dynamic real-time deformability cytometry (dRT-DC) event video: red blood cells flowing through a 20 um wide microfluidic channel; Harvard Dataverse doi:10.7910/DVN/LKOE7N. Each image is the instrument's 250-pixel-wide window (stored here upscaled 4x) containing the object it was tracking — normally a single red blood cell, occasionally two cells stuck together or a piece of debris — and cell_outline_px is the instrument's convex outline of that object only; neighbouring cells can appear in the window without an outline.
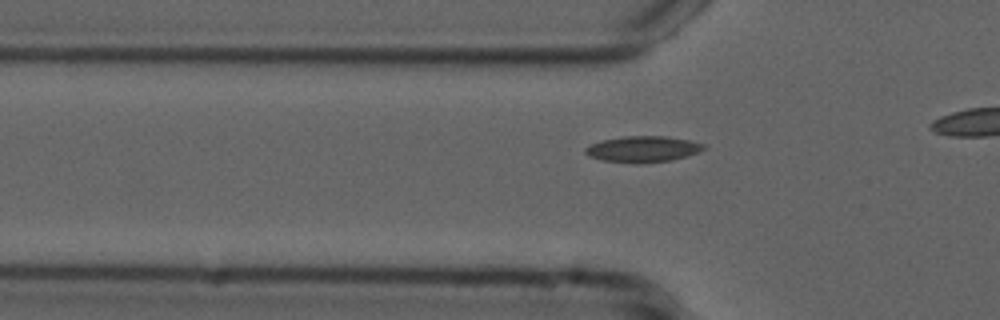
{"species": "common noctule bat (a hibernating species)", "species_latin": "Nyctalus noctula", "temperature_condition": "cold", "stored_images_in_passage": 15, "camera_frame_rate_fps": 3000, "um_per_image_px": 0.085, "animal": {"sex": "male", "forearm_length_mm": 52.5}, "frame": {"image": 1, "passage_image": 9, "time_ms": 2.667, "image_size_px": [1000, 320], "cell_outline_px": [[708, 148], [672, 160], [640, 164], [636, 164], [604, 160], [588, 156], [584, 152], [584, 148], [592, 144], [604, 140], [624, 136], [664, 136], [688, 140], [704, 144]], "centroid_in_image_um": [54.63, 12.68], "position_along_channel_um": 71.2, "area_um2": 17.86}}
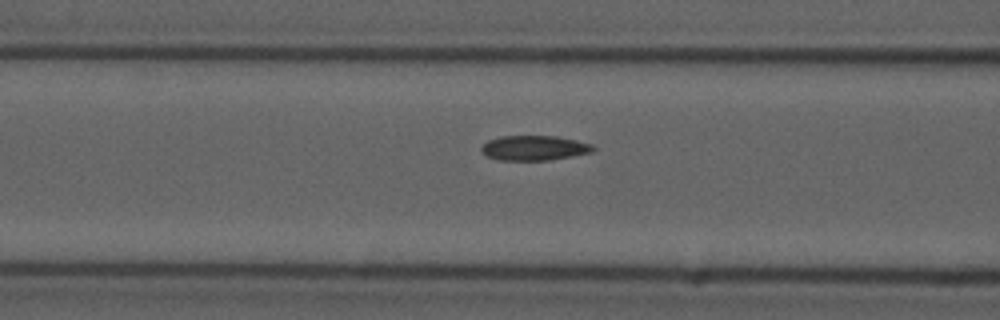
{"frame": {"image": 2, "passage_image": 13, "time_ms": 4.0, "image_size_px": [1000, 320], "cell_outline_px": [[596, 148], [592, 152], [548, 160], [500, 160], [488, 156], [480, 148], [488, 140], [500, 136], [556, 136], [576, 140], [592, 144]], "centroid_in_image_um": [45.42, 12.57], "position_along_channel_um": 121.2, "area_um2": 16.01}}